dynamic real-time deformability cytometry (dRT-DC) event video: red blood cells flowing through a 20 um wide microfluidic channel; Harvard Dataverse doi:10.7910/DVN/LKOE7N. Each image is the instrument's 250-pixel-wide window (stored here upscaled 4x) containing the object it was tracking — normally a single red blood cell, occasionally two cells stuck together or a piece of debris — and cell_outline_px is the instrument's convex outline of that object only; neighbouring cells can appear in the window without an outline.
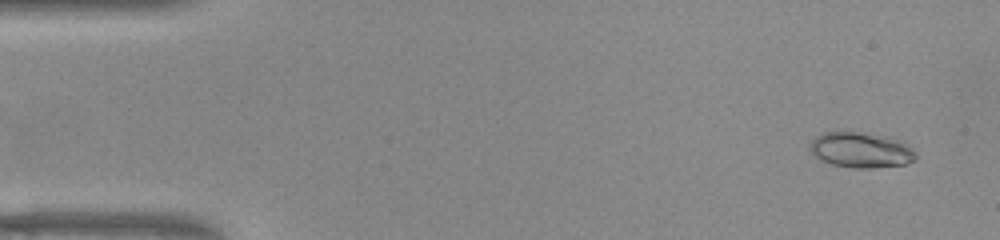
{"species": "common noctule bat (a hibernating species)", "species_latin": "Nyctalus noctula", "temperature_condition": "warm", "stored_images_in_passage": 50, "camera_frame_rate_fps": 3000, "um_per_image_px": 0.085, "animal": {"sex": "female", "body_mass_g": 22.0, "forearm_length_mm": 56.7}, "frame": {"image": 1, "passage_image": 3, "time_ms": 0.667, "image_size_px": [1000, 240], "cell_outline_px": [[916, 160], [904, 164], [872, 168], [852, 168], [832, 164], [816, 156], [812, 152], [812, 140], [816, 136], [824, 132], [860, 132], [888, 136], [912, 148], [916, 152]], "centroid_in_image_um": [73.22, 12.75], "position_along_channel_um": 11.8, "area_um2": 21.5}}
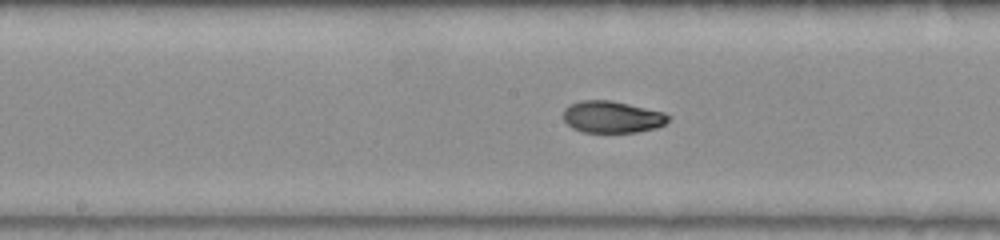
{"frame": {"image": 2, "passage_image": 26, "time_ms": 8.333, "image_size_px": [1000, 240], "cell_outline_px": [[672, 116], [664, 124], [656, 128], [636, 132], [584, 132], [572, 128], [564, 120], [564, 108], [568, 104], [580, 100], [608, 100], [628, 104], [664, 112]], "centroid_in_image_um": [52.02, 9.93], "position_along_channel_um": 196.2, "area_um2": 19.48}}
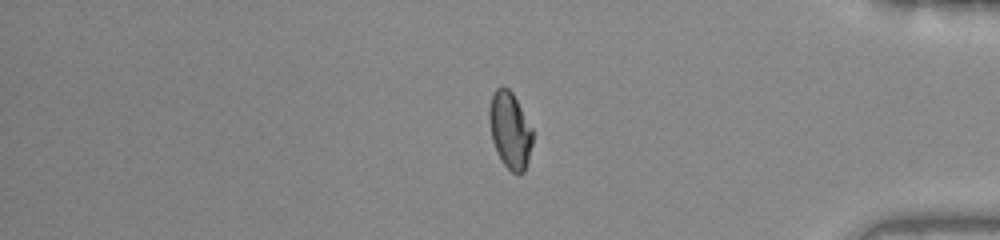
{"frame": {"image": 3, "passage_image": 43, "time_ms": 14.0, "image_size_px": [1000, 240], "cell_outline_px": [[532, 144], [528, 160], [524, 172], [516, 176], [500, 160], [496, 152], [492, 140], [488, 116], [488, 112], [492, 96], [496, 88], [508, 88], [512, 92], [532, 128]], "centroid_in_image_um": [43.34, 11.11], "position_along_channel_um": 391.9, "area_um2": 19.31}}